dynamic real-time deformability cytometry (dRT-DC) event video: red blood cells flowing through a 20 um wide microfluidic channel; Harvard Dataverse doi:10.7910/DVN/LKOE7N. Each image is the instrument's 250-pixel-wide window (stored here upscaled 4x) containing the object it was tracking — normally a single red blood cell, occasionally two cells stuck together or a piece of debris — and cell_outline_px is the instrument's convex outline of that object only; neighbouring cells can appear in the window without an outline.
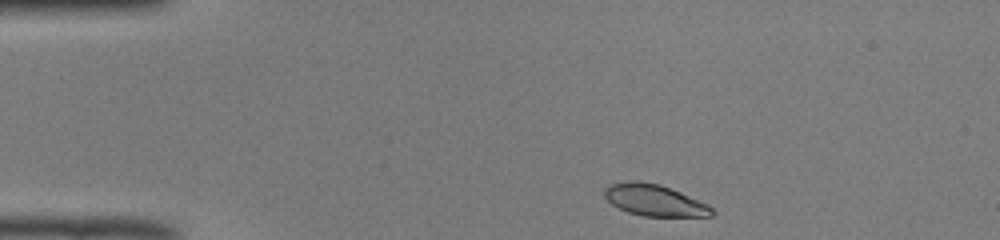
{"species": "common noctule bat (a hibernating species)", "species_latin": "Nyctalus noctula", "temperature_condition": "room temperature", "stored_images_in_passage": 43, "camera_frame_rate_fps": 3000, "um_per_image_px": 0.085, "animal": {"sex": "male", "body_mass_g": 19.0, "forearm_length_mm": 50.8}, "frame": {"image": 1, "passage_image": 1, "time_ms": 0.0, "image_size_px": [1000, 240], "cell_outline_px": [[716, 212], [712, 216], [644, 216], [628, 212], [612, 204], [604, 196], [604, 188], [608, 184], [628, 180], [640, 180], [660, 184], [680, 192], [708, 204]], "centroid_in_image_um": [55.61, 17.0], "position_along_channel_um": 29.4, "area_um2": 19.83}}
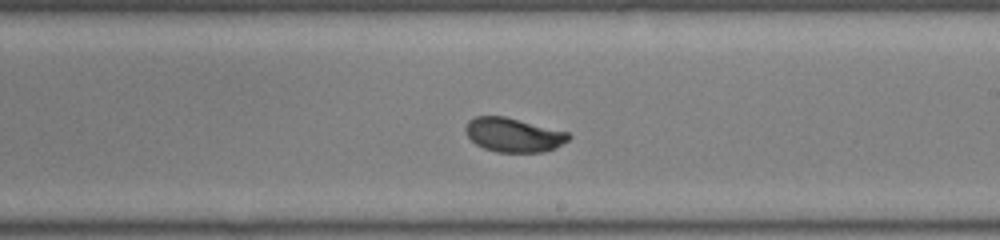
{"frame": {"image": 2, "passage_image": 22, "time_ms": 7.0, "image_size_px": [1000, 240], "cell_outline_px": [[572, 136], [568, 140], [556, 148], [544, 152], [496, 152], [484, 148], [476, 144], [468, 136], [464, 128], [468, 120], [476, 116], [504, 116], [568, 132]], "centroid_in_image_um": [43.64, 11.47], "position_along_channel_um": 245.4, "area_um2": 20.46}}
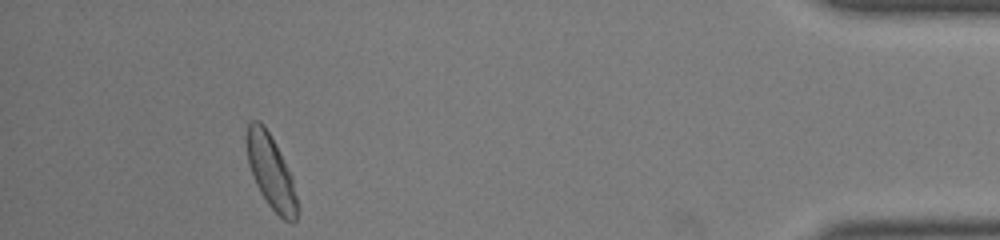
{"frame": {"image": 3, "passage_image": 39, "time_ms": 12.667, "image_size_px": [1000, 240], "cell_outline_px": [[300, 208], [296, 220], [292, 224], [284, 220], [268, 204], [260, 192], [256, 184], [248, 164], [244, 136], [248, 120], [260, 120], [264, 124], [292, 176]], "centroid_in_image_um": [23.01, 14.59], "position_along_channel_um": 412.2, "area_um2": 22.14}, "authors_computed_cell_mechanics": {"area_um2": 20.6346, "velocity_mm_per_s": 3.9543, "shape_relaxation_time_tau1_ms": 2.1266, "shape_relaxation_time_tau2_ms": null, "deformation_change_tau1": 0.118, "deformation_change_tau2": null}}